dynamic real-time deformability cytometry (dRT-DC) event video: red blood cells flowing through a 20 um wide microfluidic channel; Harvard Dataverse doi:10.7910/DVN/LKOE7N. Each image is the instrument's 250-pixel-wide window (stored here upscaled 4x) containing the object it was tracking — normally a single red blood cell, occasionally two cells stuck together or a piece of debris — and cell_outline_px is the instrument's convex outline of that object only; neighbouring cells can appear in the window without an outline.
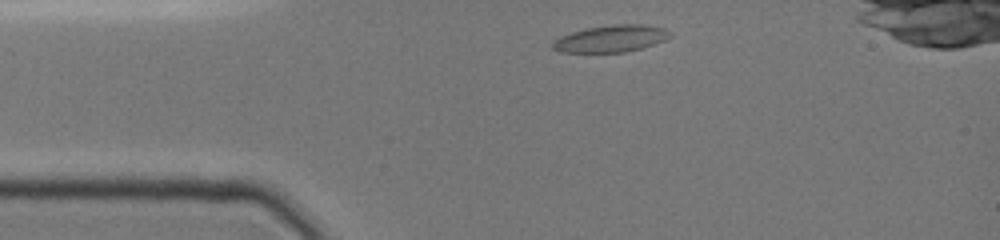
{"species": "common noctule bat (a hibernating species)", "species_latin": "Nyctalus noctula", "temperature_condition": "cold", "stored_images_in_passage": 63, "camera_frame_rate_fps": 3000, "um_per_image_px": 0.085, "animal": {"sex": "female", "body_mass_g": 19.0, "forearm_length_mm": 51.5}, "frame": {"image": 1, "passage_image": 4, "time_ms": 0.667, "image_size_px": [1000, 240], "cell_outline_px": [[672, 36], [664, 40], [640, 48], [624, 52], [560, 52], [552, 48], [552, 40], [560, 36], [584, 28], [612, 24], [644, 24], [664, 28], [672, 32]], "centroid_in_image_um": [51.91, 3.27], "position_along_channel_um": 33.1, "area_um2": 18.5}}
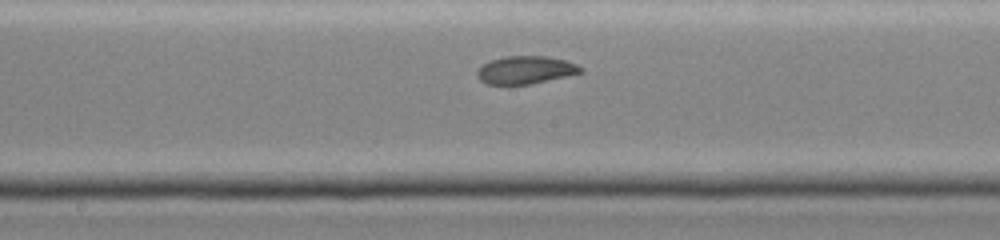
{"frame": {"image": 2, "passage_image": 32, "time_ms": 5.667, "image_size_px": [1000, 240], "cell_outline_px": [[584, 72], [528, 84], [488, 84], [480, 80], [476, 76], [476, 72], [484, 64], [492, 60], [504, 56], [548, 56], [568, 60], [584, 68]], "centroid_in_image_um": [44.7, 5.93], "position_along_channel_um": 203.5, "area_um2": 16.7}}
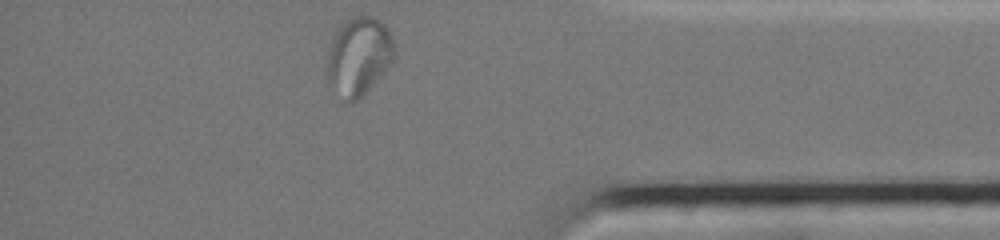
{"frame": {"image": 3, "passage_image": 62, "time_ms": 11.0, "image_size_px": [1000, 240], "cell_outline_px": [[396, 52], [384, 68], [364, 92], [356, 100], [348, 100], [328, 76], [328, 52], [336, 28], [344, 20], [360, 12], [372, 16], [380, 20], [388, 28], [392, 36]], "centroid_in_image_um": [30.52, 4.58], "position_along_channel_um": 404.7, "area_um2": 29.42}, "authors_computed_cell_mechanics": {"area_um2": 17.8602, "velocity_mm_per_s": 4.0125, "shape_relaxation_time_tau1_ms": null, "shape_relaxation_time_tau2_ms": 1.3122, "deformation_change_tau1": null, "deformation_change_tau2": 0.0488}}